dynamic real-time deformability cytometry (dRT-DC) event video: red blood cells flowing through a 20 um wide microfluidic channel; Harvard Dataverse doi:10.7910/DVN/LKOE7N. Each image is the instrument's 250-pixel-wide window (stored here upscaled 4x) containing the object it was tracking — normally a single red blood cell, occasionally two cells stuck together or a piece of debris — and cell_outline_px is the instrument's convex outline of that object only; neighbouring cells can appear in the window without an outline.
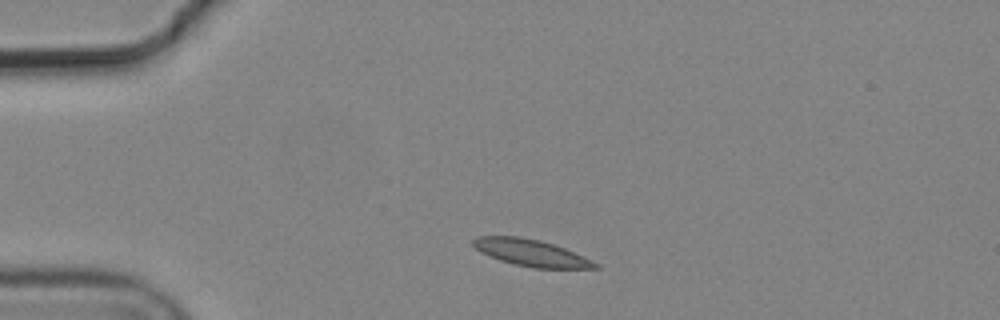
{"species": "common noctule bat (a hibernating species)", "species_latin": "Nyctalus noctula", "temperature_condition": "cold", "stored_images_in_passage": 2, "camera_frame_rate_fps": 3000, "um_per_image_px": 0.085, "animal": {"sex": "male", "body_mass_g": 19.2, "forearm_length_mm": 51.8}, "frame": {"image": 1, "passage_image": 1, "time_ms": 0.0, "image_size_px": [1000, 320], "cell_outline_px": [[600, 268], [532, 268], [512, 264], [500, 260], [480, 252], [472, 244], [472, 240], [480, 236], [520, 236], [540, 240], [564, 248], [592, 260], [600, 264]], "centroid_in_image_um": [45.14, 21.49], "position_along_channel_um": 39.9, "area_um2": 18.96}}